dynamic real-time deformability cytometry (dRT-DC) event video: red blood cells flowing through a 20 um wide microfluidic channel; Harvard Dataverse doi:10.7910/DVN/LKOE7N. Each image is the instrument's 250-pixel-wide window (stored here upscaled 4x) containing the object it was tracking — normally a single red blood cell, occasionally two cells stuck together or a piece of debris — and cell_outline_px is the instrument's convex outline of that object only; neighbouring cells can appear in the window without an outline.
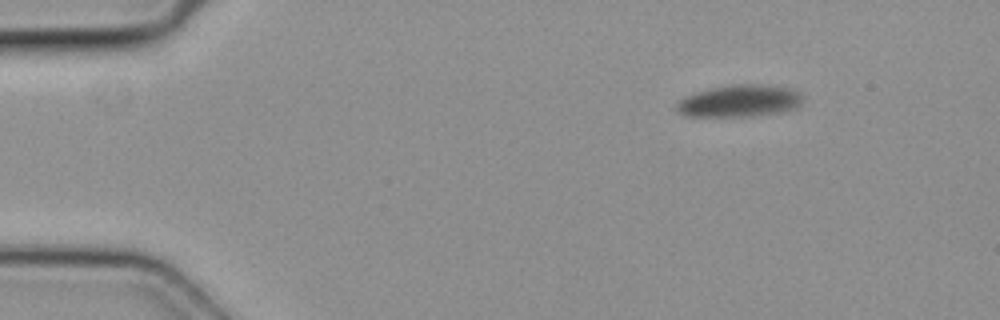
{"species": "common noctule bat (a hibernating species)", "species_latin": "Nyctalus noctula", "temperature_condition": "cold", "stored_images_in_passage": 5, "camera_frame_rate_fps": 3000, "um_per_image_px": 0.085, "animal": {"sex": "female", "body_mass_g": 19.3, "forearm_length_mm": 54.1}, "frame": {"image": 1, "passage_image": 1, "time_ms": 0.0, "image_size_px": [1000, 320], "cell_outline_px": [[804, 100], [796, 108], [780, 112], [752, 116], [684, 116], [676, 108], [676, 104], [684, 96], [696, 92], [712, 88], [732, 84], [756, 84], [792, 88], [800, 92], [804, 96]], "centroid_in_image_um": [62.9, 8.57], "position_along_channel_um": 22.1, "area_um2": 23.64}}